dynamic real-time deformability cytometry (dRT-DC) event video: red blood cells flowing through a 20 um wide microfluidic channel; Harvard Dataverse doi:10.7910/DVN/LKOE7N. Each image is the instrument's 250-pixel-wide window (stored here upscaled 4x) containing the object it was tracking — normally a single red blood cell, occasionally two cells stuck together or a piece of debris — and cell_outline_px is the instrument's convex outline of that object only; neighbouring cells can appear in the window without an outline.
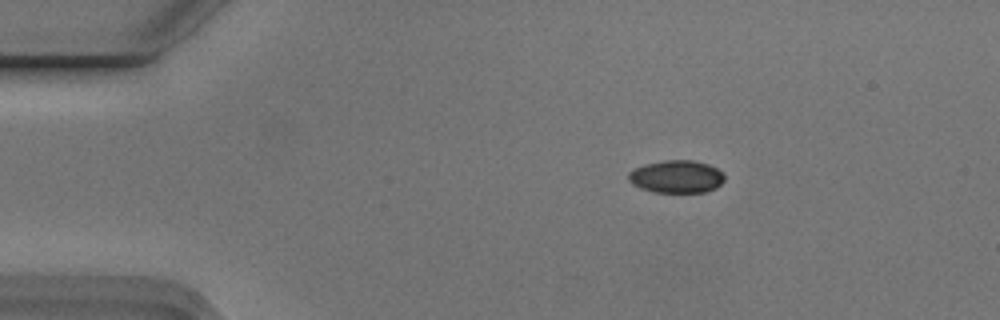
{"species": "Egyptian fruit bat (a non-hibernating species)", "species_latin": "Rousettus aegyptiacus", "temperature_condition": "cold", "stored_images_in_passage": 5, "camera_frame_rate_fps": 3000, "um_per_image_px": 0.085, "animal": {"sex": "male"}, "frame": {"image": 1, "passage_image": 1, "time_ms": 0.0, "image_size_px": [1000, 320], "cell_outline_px": [[724, 180], [716, 188], [704, 192], [656, 192], [640, 188], [632, 184], [628, 180], [628, 172], [632, 168], [644, 164], [664, 160], [692, 160], [708, 164], [724, 172]], "centroid_in_image_um": [57.48, 15.0], "position_along_channel_um": 27.5, "area_um2": 18.44}}
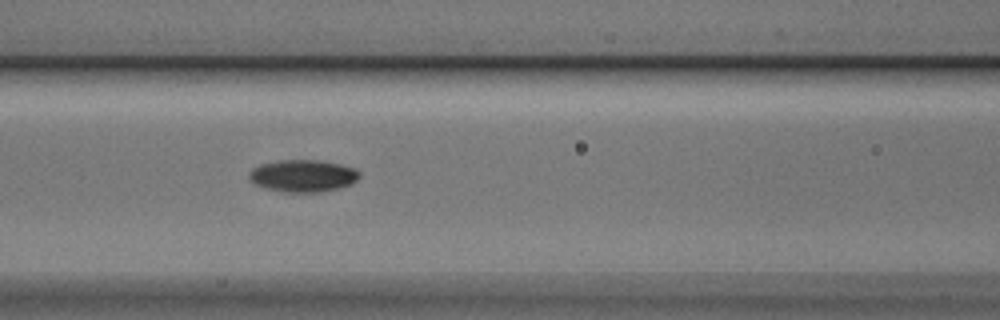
{"frame": {"image": 2, "passage_image": 5, "time_ms": 1.333, "image_size_px": [1000, 320], "cell_outline_px": [[360, 176], [352, 184], [340, 188], [320, 192], [284, 192], [264, 188], [252, 184], [248, 176], [248, 172], [252, 168], [260, 164], [280, 160], [316, 160], [340, 164], [356, 168], [360, 172]], "centroid_in_image_um": [25.73, 14.95], "position_along_channel_um": 140.9, "area_um2": 20.98}}